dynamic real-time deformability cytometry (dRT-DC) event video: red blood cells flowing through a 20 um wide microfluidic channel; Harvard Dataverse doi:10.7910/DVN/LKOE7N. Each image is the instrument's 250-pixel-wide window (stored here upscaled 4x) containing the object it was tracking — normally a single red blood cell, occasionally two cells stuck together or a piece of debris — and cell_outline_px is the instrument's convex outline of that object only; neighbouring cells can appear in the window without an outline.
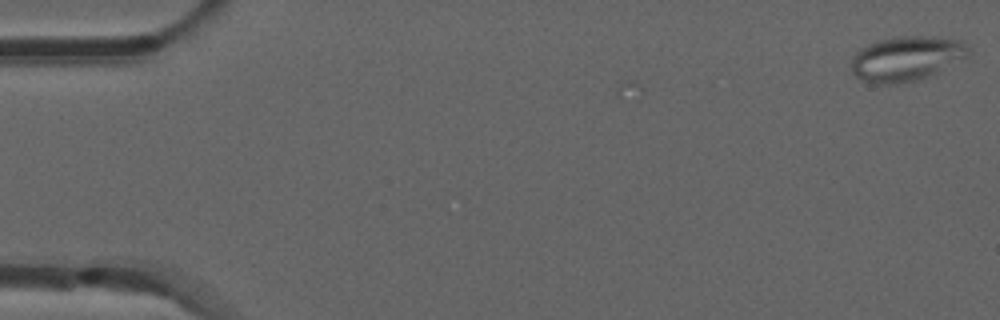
{"species": "common noctule bat (a hibernating species)", "species_latin": "Nyctalus noctula", "temperature_condition": "room temperature", "stored_images_in_passage": 53, "camera_frame_rate_fps": 3000, "um_per_image_px": 0.085, "animal": {"sex": "male", "forearm_length_mm": 52.5}, "frame": {"image": 1, "passage_image": 1, "time_ms": 0.0, "image_size_px": [1000, 320], "cell_outline_px": [[968, 56], [920, 80], [904, 84], [876, 84], [864, 80], [856, 76], [852, 72], [852, 56], [860, 48], [868, 44], [880, 40], [896, 36], [924, 36], [964, 40], [968, 48]], "centroid_in_image_um": [77.03, 4.98], "position_along_channel_um": 8.0, "area_um2": 30.58}}
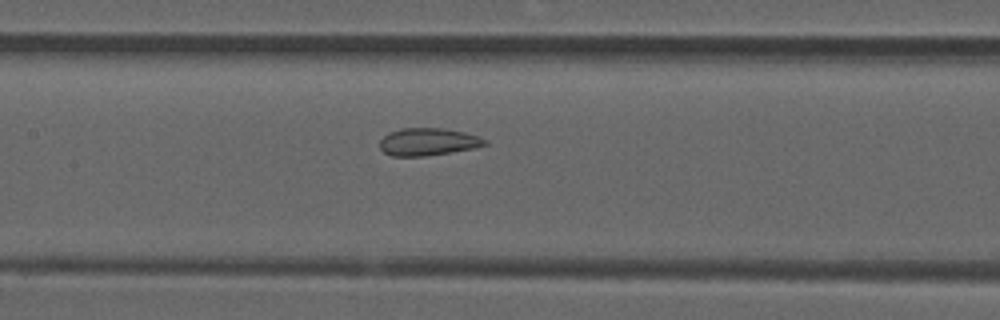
{"frame": {"image": 2, "passage_image": 25, "time_ms": 8.0, "image_size_px": [1000, 320], "cell_outline_px": [[488, 144], [472, 148], [424, 156], [392, 156], [384, 152], [380, 148], [380, 140], [388, 132], [400, 128], [444, 128], [464, 132], [480, 136], [488, 140]], "centroid_in_image_um": [36.38, 12.04], "position_along_channel_um": 171.0, "area_um2": 16.82}}
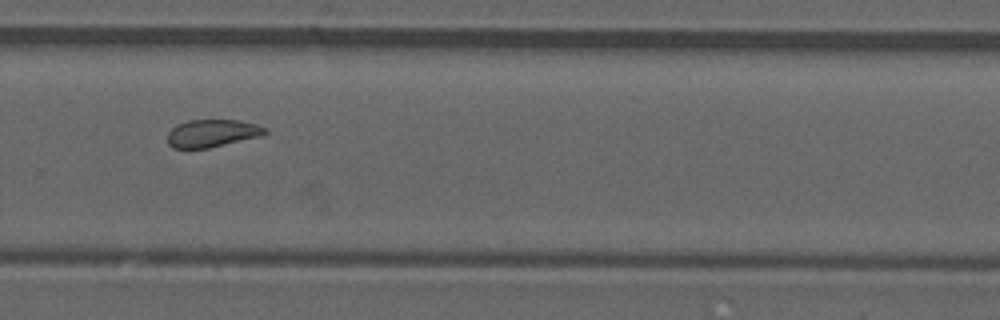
{"frame": {"image": 3, "passage_image": 36, "time_ms": 11.667, "image_size_px": [1000, 320], "cell_outline_px": [[268, 132], [264, 136], [208, 148], [172, 148], [168, 144], [168, 132], [176, 124], [188, 120], [236, 120], [256, 124], [268, 128]], "centroid_in_image_um": [18.06, 11.33], "position_along_channel_um": 311.7, "area_um2": 15.9}, "authors_computed_cell_mechanics": {"area_um2": 16.9354, "velocity_mm_per_s": 3.8628, "shape_relaxation_time_tau1_ms": null, "shape_relaxation_time_tau2_ms": 1.4857, "deformation_change_tau1": null, "deformation_change_tau2": 0.0715}}